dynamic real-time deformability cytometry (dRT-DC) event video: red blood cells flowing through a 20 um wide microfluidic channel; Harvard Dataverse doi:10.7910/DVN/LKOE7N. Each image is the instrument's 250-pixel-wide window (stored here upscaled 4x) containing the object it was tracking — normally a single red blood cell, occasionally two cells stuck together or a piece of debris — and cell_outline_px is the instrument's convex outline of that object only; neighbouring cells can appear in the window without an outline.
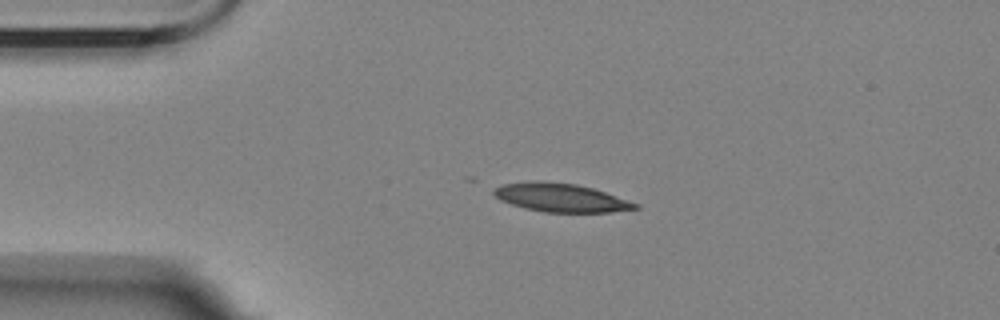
{"species": "Egyptian fruit bat (a non-hibernating species)", "species_latin": "Rousettus aegyptiacus", "temperature_condition": "room temperature", "stored_images_in_passage": 7, "camera_frame_rate_fps": 3000, "um_per_image_px": 0.085, "animal": {"sex": "female"}, "frame": {"image": 1, "passage_image": 1, "time_ms": 0.0, "image_size_px": [1000, 320], "cell_outline_px": [[640, 208], [612, 212], [544, 212], [524, 208], [500, 200], [492, 192], [492, 188], [500, 184], [532, 180], [540, 180], [576, 184], [592, 188], [640, 204]], "centroid_in_image_um": [47.62, 16.79], "position_along_channel_um": 37.4, "area_um2": 23.64}}
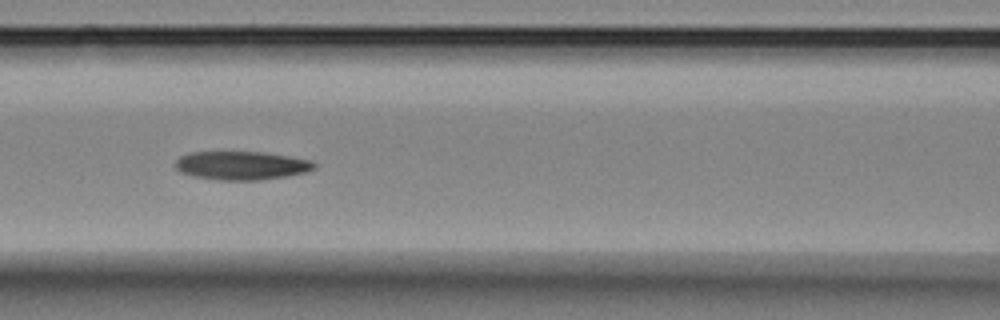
{"frame": {"image": 2, "passage_image": 4, "time_ms": 4.0, "image_size_px": [1000, 320], "cell_outline_px": [[316, 168], [304, 172], [284, 176], [260, 180], [220, 180], [192, 176], [180, 172], [176, 168], [176, 160], [180, 156], [192, 152], [264, 152], [312, 160], [316, 164]], "centroid_in_image_um": [20.52, 14.06], "position_along_channel_um": 146.1, "area_um2": 23.0}}
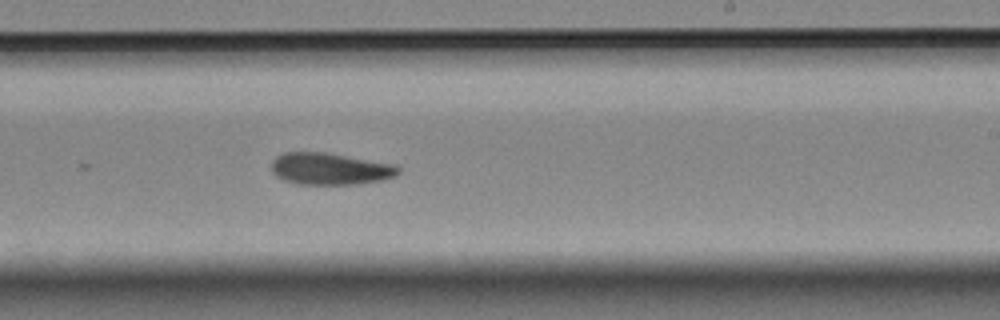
{"frame": {"image": 3, "passage_image": 7, "time_ms": 7.333, "image_size_px": [1000, 320], "cell_outline_px": [[400, 172], [396, 176], [380, 180], [356, 184], [296, 184], [284, 180], [276, 176], [272, 172], [272, 160], [276, 156], [284, 152], [324, 152], [392, 164], [400, 168]], "centroid_in_image_um": [28.01, 14.35], "position_along_channel_um": 261.0, "area_um2": 23.41}}